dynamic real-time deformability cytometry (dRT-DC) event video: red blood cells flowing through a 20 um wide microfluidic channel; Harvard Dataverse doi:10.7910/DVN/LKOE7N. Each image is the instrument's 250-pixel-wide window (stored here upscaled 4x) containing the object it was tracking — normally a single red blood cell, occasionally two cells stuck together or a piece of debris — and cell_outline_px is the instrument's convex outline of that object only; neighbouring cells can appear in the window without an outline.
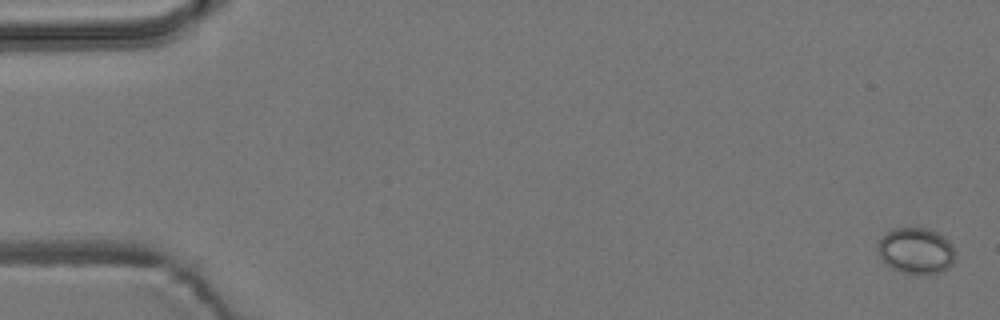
{"species": "common noctule bat (a hibernating species)", "species_latin": "Nyctalus noctula", "temperature_condition": "room temperature", "stored_images_in_passage": 5, "camera_frame_rate_fps": 3000, "um_per_image_px": 0.085, "animal": {"sex": "male", "body_mass_g": 19.2, "forearm_length_mm": 51.8}, "frame": {"image": 1, "passage_image": 1, "time_ms": 0.0, "image_size_px": [1000, 320], "cell_outline_px": [[956, 256], [952, 264], [944, 272], [900, 272], [892, 268], [880, 256], [876, 248], [876, 244], [880, 236], [896, 228], [928, 228], [944, 236], [952, 244]], "centroid_in_image_um": [77.86, 21.28], "position_along_channel_um": 7.1, "area_um2": 20.69}}
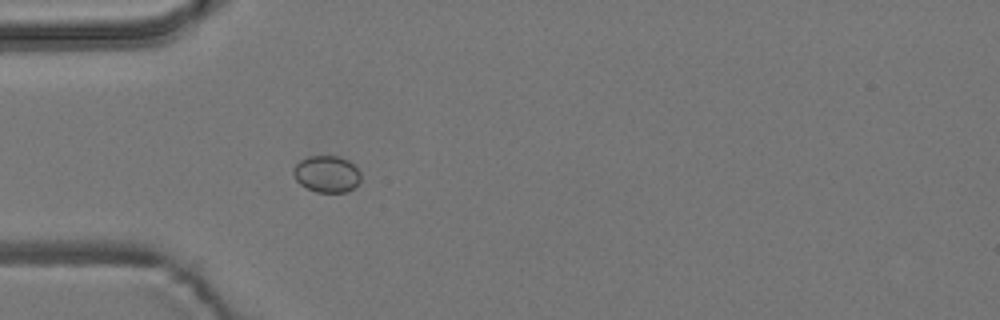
{"frame": {"image": 2, "passage_image": 5, "time_ms": 1.333, "image_size_px": [1000, 320], "cell_outline_px": [[360, 180], [348, 192], [316, 192], [300, 184], [296, 180], [292, 172], [292, 168], [300, 160], [308, 156], [340, 156], [348, 160], [360, 172]], "centroid_in_image_um": [27.75, 14.78], "position_along_channel_um": 57.3, "area_um2": 14.39}}